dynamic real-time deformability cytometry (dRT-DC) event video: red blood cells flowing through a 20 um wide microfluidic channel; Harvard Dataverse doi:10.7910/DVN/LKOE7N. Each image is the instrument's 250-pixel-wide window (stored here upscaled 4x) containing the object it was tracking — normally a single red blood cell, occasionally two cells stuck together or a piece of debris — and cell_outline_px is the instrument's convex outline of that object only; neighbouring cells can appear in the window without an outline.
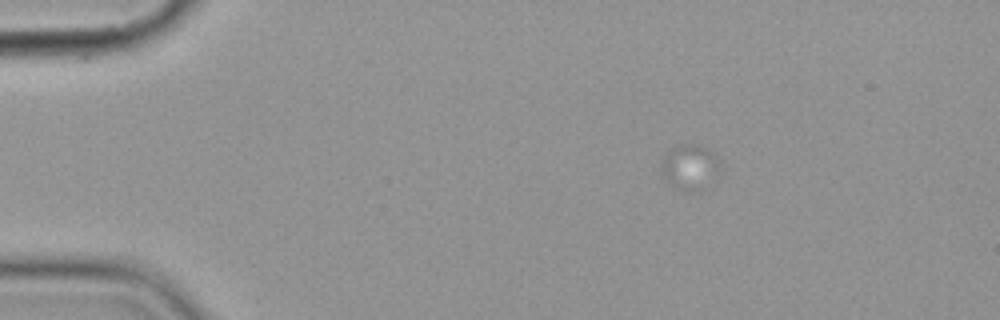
{"species": "common noctule bat (a hibernating species)", "species_latin": "Nyctalus noctula", "temperature_condition": "cold", "stored_images_in_passage": 5, "camera_frame_rate_fps": 3000, "um_per_image_px": 0.085, "animal": {"sex": "female", "body_mass_g": 19.9}, "frame": {"image": 1, "passage_image": 1, "time_ms": 0.0, "image_size_px": [1000, 320], "cell_outline_px": [[708, 152], [704, 188], [688, 192], [684, 192], [668, 184], [660, 176], [660, 172], [664, 160], [676, 148], [688, 144], [704, 148]], "centroid_in_image_um": [58.29, 14.3], "position_along_channel_um": 26.7, "area_um2": 12.54}}
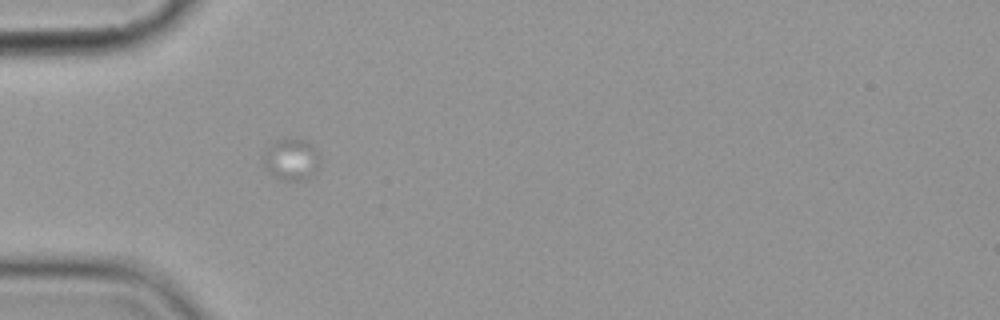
{"frame": {"image": 2, "passage_image": 4, "time_ms": 3.333, "image_size_px": [1000, 320], "cell_outline_px": [[320, 164], [312, 176], [308, 180], [280, 180], [268, 172], [264, 168], [264, 160], [268, 148], [276, 140], [304, 140], [320, 156]], "centroid_in_image_um": [24.78, 13.62], "position_along_channel_um": 60.2, "area_um2": 13.35}}
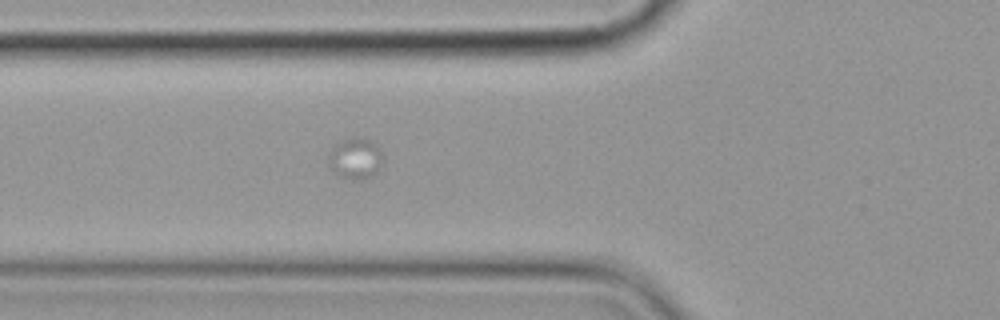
{"frame": {"image": 3, "passage_image": 5, "time_ms": 4.667, "image_size_px": [1000, 320], "cell_outline_px": [[380, 164], [376, 172], [372, 176], [360, 180], [336, 176], [328, 164], [328, 152], [340, 140], [352, 136], [372, 140], [376, 144], [380, 152]], "centroid_in_image_um": [30.14, 13.45], "position_along_channel_um": 95.7, "area_um2": 13.06}}